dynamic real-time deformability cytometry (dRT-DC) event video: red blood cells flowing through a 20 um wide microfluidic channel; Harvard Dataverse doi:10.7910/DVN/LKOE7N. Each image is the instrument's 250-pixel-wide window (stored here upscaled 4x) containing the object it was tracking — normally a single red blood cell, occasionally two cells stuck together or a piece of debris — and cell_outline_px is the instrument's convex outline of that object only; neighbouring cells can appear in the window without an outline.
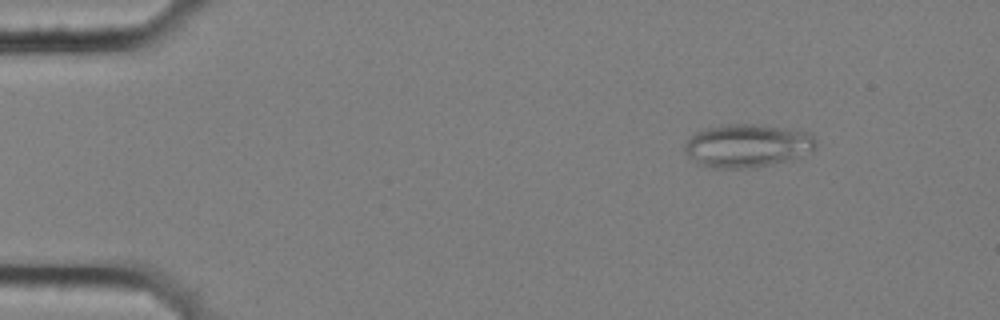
{"species": "common noctule bat (a hibernating species)", "species_latin": "Nyctalus noctula", "temperature_condition": "cold", "stored_images_in_passage": 5, "camera_frame_rate_fps": 3000, "um_per_image_px": 0.085, "animal": {"sex": "female", "body_mass_g": 25.1}, "frame": {"image": 1, "passage_image": 3, "time_ms": 0.667, "image_size_px": [1000, 320], "cell_outline_px": [[816, 148], [812, 152], [788, 160], [772, 164], [748, 168], [712, 168], [700, 164], [688, 156], [684, 152], [684, 144], [696, 132], [708, 128], [724, 124], [764, 124], [812, 132], [816, 144]], "centroid_in_image_um": [63.56, 12.37], "position_along_channel_um": 21.4, "area_um2": 33.29}}